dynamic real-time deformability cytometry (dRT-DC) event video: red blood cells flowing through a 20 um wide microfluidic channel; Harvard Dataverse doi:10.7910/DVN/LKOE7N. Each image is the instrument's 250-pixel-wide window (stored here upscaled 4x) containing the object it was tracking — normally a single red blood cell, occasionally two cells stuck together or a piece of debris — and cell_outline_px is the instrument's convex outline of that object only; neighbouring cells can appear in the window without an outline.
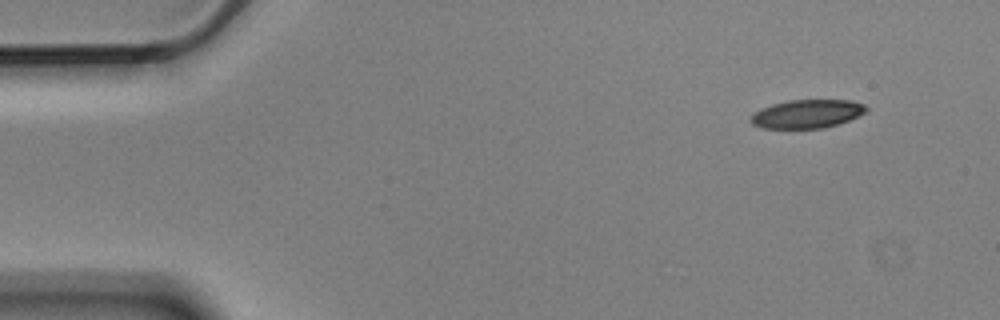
{"species": "Egyptian fruit bat (a non-hibernating species)", "species_latin": "Rousettus aegyptiacus", "temperature_condition": "cold", "stored_images_in_passage": 5, "segment_of_instrument_passage": [1, 2], "camera_frame_rate_fps": 3000, "um_per_image_px": 0.085, "animal": {"sex": "male"}, "frame": {"image": 1, "passage_image": 1, "time_ms": 0.0, "image_size_px": [1000, 320], "cell_outline_px": [[868, 108], [864, 112], [848, 120], [824, 128], [760, 128], [752, 124], [748, 120], [760, 108], [772, 104], [788, 100], [852, 100], [864, 104]], "centroid_in_image_um": [68.56, 9.67], "position_along_channel_um": 16.4, "area_um2": 19.07}}
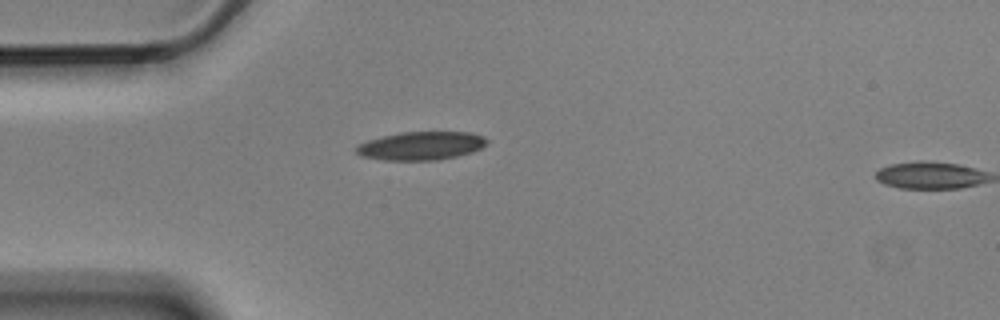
{"frame": {"image": 2, "passage_image": 4, "time_ms": 1.0, "image_size_px": [1000, 320], "cell_outline_px": [[488, 144], [472, 152], [440, 160], [384, 160], [360, 156], [356, 152], [356, 148], [360, 144], [368, 140], [400, 132], [468, 132], [484, 136], [488, 140]], "centroid_in_image_um": [35.82, 12.39], "position_along_channel_um": 49.2, "area_um2": 21.56}}